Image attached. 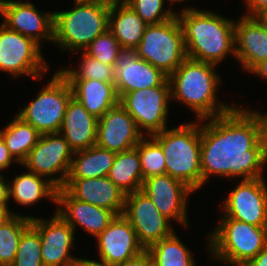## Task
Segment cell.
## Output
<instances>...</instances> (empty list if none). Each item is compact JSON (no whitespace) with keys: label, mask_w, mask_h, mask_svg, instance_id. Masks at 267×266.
<instances>
[{"label":"cell","mask_w":267,"mask_h":266,"mask_svg":"<svg viewBox=\"0 0 267 266\" xmlns=\"http://www.w3.org/2000/svg\"><path fill=\"white\" fill-rule=\"evenodd\" d=\"M0 135L9 153L21 166V163L27 158L28 153L37 144L42 134L16 115L3 130H0Z\"/></svg>","instance_id":"cell-29"},{"label":"cell","mask_w":267,"mask_h":266,"mask_svg":"<svg viewBox=\"0 0 267 266\" xmlns=\"http://www.w3.org/2000/svg\"><path fill=\"white\" fill-rule=\"evenodd\" d=\"M135 147L140 157L143 179L166 174L164 152L152 136H144Z\"/></svg>","instance_id":"cell-32"},{"label":"cell","mask_w":267,"mask_h":266,"mask_svg":"<svg viewBox=\"0 0 267 266\" xmlns=\"http://www.w3.org/2000/svg\"><path fill=\"white\" fill-rule=\"evenodd\" d=\"M57 190L50 180L27 171L15 175L14 181L9 182V199L14 198L18 205L25 206L34 205L42 198L51 199L56 204Z\"/></svg>","instance_id":"cell-26"},{"label":"cell","mask_w":267,"mask_h":266,"mask_svg":"<svg viewBox=\"0 0 267 266\" xmlns=\"http://www.w3.org/2000/svg\"><path fill=\"white\" fill-rule=\"evenodd\" d=\"M31 226L40 236L44 266H72L76 257L70 250L76 233L57 212L48 220L31 218Z\"/></svg>","instance_id":"cell-14"},{"label":"cell","mask_w":267,"mask_h":266,"mask_svg":"<svg viewBox=\"0 0 267 266\" xmlns=\"http://www.w3.org/2000/svg\"><path fill=\"white\" fill-rule=\"evenodd\" d=\"M41 52V46L32 38L0 24V71L14 78L24 75L42 79L49 65Z\"/></svg>","instance_id":"cell-9"},{"label":"cell","mask_w":267,"mask_h":266,"mask_svg":"<svg viewBox=\"0 0 267 266\" xmlns=\"http://www.w3.org/2000/svg\"><path fill=\"white\" fill-rule=\"evenodd\" d=\"M73 198L122 215L126 194L108 176L100 178H67L63 187Z\"/></svg>","instance_id":"cell-22"},{"label":"cell","mask_w":267,"mask_h":266,"mask_svg":"<svg viewBox=\"0 0 267 266\" xmlns=\"http://www.w3.org/2000/svg\"><path fill=\"white\" fill-rule=\"evenodd\" d=\"M67 79H94L114 83V66L105 65L83 52L79 68L59 70Z\"/></svg>","instance_id":"cell-33"},{"label":"cell","mask_w":267,"mask_h":266,"mask_svg":"<svg viewBox=\"0 0 267 266\" xmlns=\"http://www.w3.org/2000/svg\"><path fill=\"white\" fill-rule=\"evenodd\" d=\"M210 231L208 250L212 259L244 266L255 258L267 243V227H258L223 216Z\"/></svg>","instance_id":"cell-6"},{"label":"cell","mask_w":267,"mask_h":266,"mask_svg":"<svg viewBox=\"0 0 267 266\" xmlns=\"http://www.w3.org/2000/svg\"><path fill=\"white\" fill-rule=\"evenodd\" d=\"M235 58L250 72L267 59V26L259 17L241 16L234 25Z\"/></svg>","instance_id":"cell-21"},{"label":"cell","mask_w":267,"mask_h":266,"mask_svg":"<svg viewBox=\"0 0 267 266\" xmlns=\"http://www.w3.org/2000/svg\"><path fill=\"white\" fill-rule=\"evenodd\" d=\"M134 51L139 58L169 77L188 57L183 29L177 15L166 22L147 25Z\"/></svg>","instance_id":"cell-7"},{"label":"cell","mask_w":267,"mask_h":266,"mask_svg":"<svg viewBox=\"0 0 267 266\" xmlns=\"http://www.w3.org/2000/svg\"><path fill=\"white\" fill-rule=\"evenodd\" d=\"M264 177L241 180L222 202L224 216L267 227V184Z\"/></svg>","instance_id":"cell-13"},{"label":"cell","mask_w":267,"mask_h":266,"mask_svg":"<svg viewBox=\"0 0 267 266\" xmlns=\"http://www.w3.org/2000/svg\"><path fill=\"white\" fill-rule=\"evenodd\" d=\"M72 97L69 81L58 70L49 83L41 89L35 100L21 108L17 116L31 124L41 134L59 132L67 104Z\"/></svg>","instance_id":"cell-8"},{"label":"cell","mask_w":267,"mask_h":266,"mask_svg":"<svg viewBox=\"0 0 267 266\" xmlns=\"http://www.w3.org/2000/svg\"><path fill=\"white\" fill-rule=\"evenodd\" d=\"M247 13L244 16L259 17L267 10V0H245Z\"/></svg>","instance_id":"cell-37"},{"label":"cell","mask_w":267,"mask_h":266,"mask_svg":"<svg viewBox=\"0 0 267 266\" xmlns=\"http://www.w3.org/2000/svg\"><path fill=\"white\" fill-rule=\"evenodd\" d=\"M147 25H156L174 18L177 13L164 9L167 0H124Z\"/></svg>","instance_id":"cell-36"},{"label":"cell","mask_w":267,"mask_h":266,"mask_svg":"<svg viewBox=\"0 0 267 266\" xmlns=\"http://www.w3.org/2000/svg\"><path fill=\"white\" fill-rule=\"evenodd\" d=\"M216 66L187 57L168 77L171 100L186 105L195 113L197 120L220 116L234 108L232 104L217 101L221 76L216 73Z\"/></svg>","instance_id":"cell-3"},{"label":"cell","mask_w":267,"mask_h":266,"mask_svg":"<svg viewBox=\"0 0 267 266\" xmlns=\"http://www.w3.org/2000/svg\"><path fill=\"white\" fill-rule=\"evenodd\" d=\"M200 159L202 186L212 175L241 180L263 177L267 115L235 106L223 115L201 120Z\"/></svg>","instance_id":"cell-1"},{"label":"cell","mask_w":267,"mask_h":266,"mask_svg":"<svg viewBox=\"0 0 267 266\" xmlns=\"http://www.w3.org/2000/svg\"><path fill=\"white\" fill-rule=\"evenodd\" d=\"M34 216L13 215L0 226V266H11L23 232Z\"/></svg>","instance_id":"cell-31"},{"label":"cell","mask_w":267,"mask_h":266,"mask_svg":"<svg viewBox=\"0 0 267 266\" xmlns=\"http://www.w3.org/2000/svg\"><path fill=\"white\" fill-rule=\"evenodd\" d=\"M141 191L152 200L162 215L188 228L187 196L194 191L186 184L168 174L157 175L144 179Z\"/></svg>","instance_id":"cell-15"},{"label":"cell","mask_w":267,"mask_h":266,"mask_svg":"<svg viewBox=\"0 0 267 266\" xmlns=\"http://www.w3.org/2000/svg\"><path fill=\"white\" fill-rule=\"evenodd\" d=\"M73 155L74 151L60 132L42 134L21 165L50 180L59 189L67 180ZM53 174L60 176L54 177Z\"/></svg>","instance_id":"cell-11"},{"label":"cell","mask_w":267,"mask_h":266,"mask_svg":"<svg viewBox=\"0 0 267 266\" xmlns=\"http://www.w3.org/2000/svg\"><path fill=\"white\" fill-rule=\"evenodd\" d=\"M4 175L0 174V205H8L9 199V181L6 182Z\"/></svg>","instance_id":"cell-40"},{"label":"cell","mask_w":267,"mask_h":266,"mask_svg":"<svg viewBox=\"0 0 267 266\" xmlns=\"http://www.w3.org/2000/svg\"><path fill=\"white\" fill-rule=\"evenodd\" d=\"M122 50L118 39L109 30H106L103 34L98 35L83 52L105 65L115 66L116 59Z\"/></svg>","instance_id":"cell-35"},{"label":"cell","mask_w":267,"mask_h":266,"mask_svg":"<svg viewBox=\"0 0 267 266\" xmlns=\"http://www.w3.org/2000/svg\"><path fill=\"white\" fill-rule=\"evenodd\" d=\"M132 116L118 103L97 122L96 145L114 153L134 148L144 137Z\"/></svg>","instance_id":"cell-17"},{"label":"cell","mask_w":267,"mask_h":266,"mask_svg":"<svg viewBox=\"0 0 267 266\" xmlns=\"http://www.w3.org/2000/svg\"><path fill=\"white\" fill-rule=\"evenodd\" d=\"M168 1H170L171 4H173V3H175V2H177V3H178V2H183V1L185 2L186 0H167V2H168Z\"/></svg>","instance_id":"cell-46"},{"label":"cell","mask_w":267,"mask_h":266,"mask_svg":"<svg viewBox=\"0 0 267 266\" xmlns=\"http://www.w3.org/2000/svg\"><path fill=\"white\" fill-rule=\"evenodd\" d=\"M148 266H157L153 261Z\"/></svg>","instance_id":"cell-48"},{"label":"cell","mask_w":267,"mask_h":266,"mask_svg":"<svg viewBox=\"0 0 267 266\" xmlns=\"http://www.w3.org/2000/svg\"><path fill=\"white\" fill-rule=\"evenodd\" d=\"M73 97L97 119L119 103L115 84L94 79H67Z\"/></svg>","instance_id":"cell-25"},{"label":"cell","mask_w":267,"mask_h":266,"mask_svg":"<svg viewBox=\"0 0 267 266\" xmlns=\"http://www.w3.org/2000/svg\"><path fill=\"white\" fill-rule=\"evenodd\" d=\"M114 84L119 99L131 91L161 86L168 76L134 50H122L114 66Z\"/></svg>","instance_id":"cell-18"},{"label":"cell","mask_w":267,"mask_h":266,"mask_svg":"<svg viewBox=\"0 0 267 266\" xmlns=\"http://www.w3.org/2000/svg\"><path fill=\"white\" fill-rule=\"evenodd\" d=\"M250 73L253 75H257L258 77H261L267 81V59L264 61H261L258 63L251 71Z\"/></svg>","instance_id":"cell-43"},{"label":"cell","mask_w":267,"mask_h":266,"mask_svg":"<svg viewBox=\"0 0 267 266\" xmlns=\"http://www.w3.org/2000/svg\"><path fill=\"white\" fill-rule=\"evenodd\" d=\"M146 26L124 0H111L108 30L118 39L123 50H134L138 46Z\"/></svg>","instance_id":"cell-24"},{"label":"cell","mask_w":267,"mask_h":266,"mask_svg":"<svg viewBox=\"0 0 267 266\" xmlns=\"http://www.w3.org/2000/svg\"><path fill=\"white\" fill-rule=\"evenodd\" d=\"M56 212L74 229L80 225L84 231L96 238L115 218L105 208L73 198L64 188L57 190Z\"/></svg>","instance_id":"cell-20"},{"label":"cell","mask_w":267,"mask_h":266,"mask_svg":"<svg viewBox=\"0 0 267 266\" xmlns=\"http://www.w3.org/2000/svg\"><path fill=\"white\" fill-rule=\"evenodd\" d=\"M72 266H114V265H110L101 259L99 261H94L84 258H76Z\"/></svg>","instance_id":"cell-42"},{"label":"cell","mask_w":267,"mask_h":266,"mask_svg":"<svg viewBox=\"0 0 267 266\" xmlns=\"http://www.w3.org/2000/svg\"><path fill=\"white\" fill-rule=\"evenodd\" d=\"M152 262L150 253L144 250L139 255L123 262L118 266H148Z\"/></svg>","instance_id":"cell-38"},{"label":"cell","mask_w":267,"mask_h":266,"mask_svg":"<svg viewBox=\"0 0 267 266\" xmlns=\"http://www.w3.org/2000/svg\"><path fill=\"white\" fill-rule=\"evenodd\" d=\"M170 101L169 79L161 86L131 91L119 99V103L136 122L139 131L142 134L147 132L145 136H152L167 128Z\"/></svg>","instance_id":"cell-10"},{"label":"cell","mask_w":267,"mask_h":266,"mask_svg":"<svg viewBox=\"0 0 267 266\" xmlns=\"http://www.w3.org/2000/svg\"><path fill=\"white\" fill-rule=\"evenodd\" d=\"M152 137L164 152L166 174L180 180L194 192L201 189V120L165 128Z\"/></svg>","instance_id":"cell-4"},{"label":"cell","mask_w":267,"mask_h":266,"mask_svg":"<svg viewBox=\"0 0 267 266\" xmlns=\"http://www.w3.org/2000/svg\"><path fill=\"white\" fill-rule=\"evenodd\" d=\"M157 266H195L190 250L176 235L157 241L146 249Z\"/></svg>","instance_id":"cell-30"},{"label":"cell","mask_w":267,"mask_h":266,"mask_svg":"<svg viewBox=\"0 0 267 266\" xmlns=\"http://www.w3.org/2000/svg\"><path fill=\"white\" fill-rule=\"evenodd\" d=\"M259 18L266 24L267 26V10L265 12H263Z\"/></svg>","instance_id":"cell-45"},{"label":"cell","mask_w":267,"mask_h":266,"mask_svg":"<svg viewBox=\"0 0 267 266\" xmlns=\"http://www.w3.org/2000/svg\"><path fill=\"white\" fill-rule=\"evenodd\" d=\"M181 23L187 56L219 65L230 53L235 56V21L197 8H183Z\"/></svg>","instance_id":"cell-2"},{"label":"cell","mask_w":267,"mask_h":266,"mask_svg":"<svg viewBox=\"0 0 267 266\" xmlns=\"http://www.w3.org/2000/svg\"><path fill=\"white\" fill-rule=\"evenodd\" d=\"M15 159L13 158V156L9 153V150L2 138V136L0 135V170H4L9 168L10 164L12 162H16L14 161Z\"/></svg>","instance_id":"cell-39"},{"label":"cell","mask_w":267,"mask_h":266,"mask_svg":"<svg viewBox=\"0 0 267 266\" xmlns=\"http://www.w3.org/2000/svg\"><path fill=\"white\" fill-rule=\"evenodd\" d=\"M123 216L130 222L145 249L174 232L170 220L159 212L141 190L126 195Z\"/></svg>","instance_id":"cell-12"},{"label":"cell","mask_w":267,"mask_h":266,"mask_svg":"<svg viewBox=\"0 0 267 266\" xmlns=\"http://www.w3.org/2000/svg\"><path fill=\"white\" fill-rule=\"evenodd\" d=\"M17 213L12 212L8 205H0V226Z\"/></svg>","instance_id":"cell-44"},{"label":"cell","mask_w":267,"mask_h":266,"mask_svg":"<svg viewBox=\"0 0 267 266\" xmlns=\"http://www.w3.org/2000/svg\"><path fill=\"white\" fill-rule=\"evenodd\" d=\"M96 239L99 259L114 266L146 250L138 241L135 230L123 214L115 216Z\"/></svg>","instance_id":"cell-19"},{"label":"cell","mask_w":267,"mask_h":266,"mask_svg":"<svg viewBox=\"0 0 267 266\" xmlns=\"http://www.w3.org/2000/svg\"><path fill=\"white\" fill-rule=\"evenodd\" d=\"M244 266H267V243L258 255L247 262Z\"/></svg>","instance_id":"cell-41"},{"label":"cell","mask_w":267,"mask_h":266,"mask_svg":"<svg viewBox=\"0 0 267 266\" xmlns=\"http://www.w3.org/2000/svg\"><path fill=\"white\" fill-rule=\"evenodd\" d=\"M108 178L126 195L141 190L144 179L136 147L116 153Z\"/></svg>","instance_id":"cell-28"},{"label":"cell","mask_w":267,"mask_h":266,"mask_svg":"<svg viewBox=\"0 0 267 266\" xmlns=\"http://www.w3.org/2000/svg\"><path fill=\"white\" fill-rule=\"evenodd\" d=\"M73 1L71 10L54 12L53 42L64 51L78 54L108 30L111 0Z\"/></svg>","instance_id":"cell-5"},{"label":"cell","mask_w":267,"mask_h":266,"mask_svg":"<svg viewBox=\"0 0 267 266\" xmlns=\"http://www.w3.org/2000/svg\"><path fill=\"white\" fill-rule=\"evenodd\" d=\"M116 153L97 145L74 152L67 178H100L108 176Z\"/></svg>","instance_id":"cell-27"},{"label":"cell","mask_w":267,"mask_h":266,"mask_svg":"<svg viewBox=\"0 0 267 266\" xmlns=\"http://www.w3.org/2000/svg\"><path fill=\"white\" fill-rule=\"evenodd\" d=\"M1 16L8 29L32 38L40 46L42 40L53 42L54 12L42 13L29 1L3 0Z\"/></svg>","instance_id":"cell-16"},{"label":"cell","mask_w":267,"mask_h":266,"mask_svg":"<svg viewBox=\"0 0 267 266\" xmlns=\"http://www.w3.org/2000/svg\"><path fill=\"white\" fill-rule=\"evenodd\" d=\"M39 233L30 225L22 234L11 266H44Z\"/></svg>","instance_id":"cell-34"},{"label":"cell","mask_w":267,"mask_h":266,"mask_svg":"<svg viewBox=\"0 0 267 266\" xmlns=\"http://www.w3.org/2000/svg\"><path fill=\"white\" fill-rule=\"evenodd\" d=\"M2 3H3V0H0V14H1Z\"/></svg>","instance_id":"cell-47"},{"label":"cell","mask_w":267,"mask_h":266,"mask_svg":"<svg viewBox=\"0 0 267 266\" xmlns=\"http://www.w3.org/2000/svg\"><path fill=\"white\" fill-rule=\"evenodd\" d=\"M98 119L74 97L67 104L60 133L76 152L96 145Z\"/></svg>","instance_id":"cell-23"}]
</instances>
